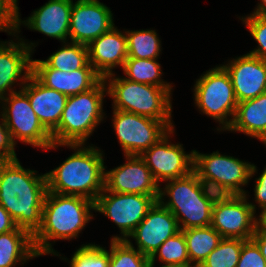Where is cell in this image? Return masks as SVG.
<instances>
[{"label":"cell","instance_id":"cell-1","mask_svg":"<svg viewBox=\"0 0 266 267\" xmlns=\"http://www.w3.org/2000/svg\"><path fill=\"white\" fill-rule=\"evenodd\" d=\"M25 169L18 159L0 168V205L11 215L18 228L32 236L42 224V208L48 191L46 173Z\"/></svg>","mask_w":266,"mask_h":267},{"label":"cell","instance_id":"cell-2","mask_svg":"<svg viewBox=\"0 0 266 267\" xmlns=\"http://www.w3.org/2000/svg\"><path fill=\"white\" fill-rule=\"evenodd\" d=\"M85 144H52L75 150L60 166L46 173L48 192L85 197L93 202L105 188L103 151ZM102 151V152H101Z\"/></svg>","mask_w":266,"mask_h":267},{"label":"cell","instance_id":"cell-3","mask_svg":"<svg viewBox=\"0 0 266 267\" xmlns=\"http://www.w3.org/2000/svg\"><path fill=\"white\" fill-rule=\"evenodd\" d=\"M94 202L76 195L46 193L42 208V224L33 235V245L38 256H60L50 240H71L78 237L93 219ZM91 212V213H90Z\"/></svg>","mask_w":266,"mask_h":267},{"label":"cell","instance_id":"cell-4","mask_svg":"<svg viewBox=\"0 0 266 267\" xmlns=\"http://www.w3.org/2000/svg\"><path fill=\"white\" fill-rule=\"evenodd\" d=\"M164 187L159 190L158 201L173 213L180 230L211 225L213 204L219 194L210 190L194 171L166 181ZM164 196L169 197L168 201Z\"/></svg>","mask_w":266,"mask_h":267},{"label":"cell","instance_id":"cell-5","mask_svg":"<svg viewBox=\"0 0 266 267\" xmlns=\"http://www.w3.org/2000/svg\"><path fill=\"white\" fill-rule=\"evenodd\" d=\"M105 95L107 85L102 79L91 90L68 96L59 125L51 133L53 144H85L104 119Z\"/></svg>","mask_w":266,"mask_h":267},{"label":"cell","instance_id":"cell-6","mask_svg":"<svg viewBox=\"0 0 266 267\" xmlns=\"http://www.w3.org/2000/svg\"><path fill=\"white\" fill-rule=\"evenodd\" d=\"M104 80L108 95L113 99V109L155 120L172 119V87L132 82L123 76L116 77L115 73L106 76Z\"/></svg>","mask_w":266,"mask_h":267},{"label":"cell","instance_id":"cell-7","mask_svg":"<svg viewBox=\"0 0 266 267\" xmlns=\"http://www.w3.org/2000/svg\"><path fill=\"white\" fill-rule=\"evenodd\" d=\"M193 154V171L210 190L219 195L247 194L242 187L257 173V166L218 151L202 154L193 150Z\"/></svg>","mask_w":266,"mask_h":267},{"label":"cell","instance_id":"cell-8","mask_svg":"<svg viewBox=\"0 0 266 267\" xmlns=\"http://www.w3.org/2000/svg\"><path fill=\"white\" fill-rule=\"evenodd\" d=\"M193 89L199 111L221 124L218 131H226L233 122L238 104L226 69L222 64L209 69L196 80Z\"/></svg>","mask_w":266,"mask_h":267},{"label":"cell","instance_id":"cell-9","mask_svg":"<svg viewBox=\"0 0 266 267\" xmlns=\"http://www.w3.org/2000/svg\"><path fill=\"white\" fill-rule=\"evenodd\" d=\"M19 89L0 100L3 108H0V117H3L15 145L16 140H19L33 147L49 150L53 144L52 136L39 121L28 96L22 88Z\"/></svg>","mask_w":266,"mask_h":267},{"label":"cell","instance_id":"cell-10","mask_svg":"<svg viewBox=\"0 0 266 267\" xmlns=\"http://www.w3.org/2000/svg\"><path fill=\"white\" fill-rule=\"evenodd\" d=\"M112 119L124 156H140L174 128L171 120H155L116 109H113Z\"/></svg>","mask_w":266,"mask_h":267},{"label":"cell","instance_id":"cell-11","mask_svg":"<svg viewBox=\"0 0 266 267\" xmlns=\"http://www.w3.org/2000/svg\"><path fill=\"white\" fill-rule=\"evenodd\" d=\"M158 199L159 196L116 193L104 188L94 202V211L109 217L120 229L121 236L114 235L112 240H126Z\"/></svg>","mask_w":266,"mask_h":267},{"label":"cell","instance_id":"cell-12","mask_svg":"<svg viewBox=\"0 0 266 267\" xmlns=\"http://www.w3.org/2000/svg\"><path fill=\"white\" fill-rule=\"evenodd\" d=\"M245 195H218L212 208L211 226L223 237L250 240L255 232L257 205Z\"/></svg>","mask_w":266,"mask_h":267},{"label":"cell","instance_id":"cell-13","mask_svg":"<svg viewBox=\"0 0 266 267\" xmlns=\"http://www.w3.org/2000/svg\"><path fill=\"white\" fill-rule=\"evenodd\" d=\"M173 133L174 128L140 155L159 186L162 181L181 178L193 171V150L187 154L182 144L171 143Z\"/></svg>","mask_w":266,"mask_h":267},{"label":"cell","instance_id":"cell-14","mask_svg":"<svg viewBox=\"0 0 266 267\" xmlns=\"http://www.w3.org/2000/svg\"><path fill=\"white\" fill-rule=\"evenodd\" d=\"M16 41H0V100L10 93L16 92L13 85L19 80L22 88L32 74V52L37 46L35 42L26 43L25 40L13 32ZM13 87V88H12Z\"/></svg>","mask_w":266,"mask_h":267},{"label":"cell","instance_id":"cell-15","mask_svg":"<svg viewBox=\"0 0 266 267\" xmlns=\"http://www.w3.org/2000/svg\"><path fill=\"white\" fill-rule=\"evenodd\" d=\"M113 19L111 9L99 0H77L71 9L70 41L88 45L115 26Z\"/></svg>","mask_w":266,"mask_h":267},{"label":"cell","instance_id":"cell-16","mask_svg":"<svg viewBox=\"0 0 266 267\" xmlns=\"http://www.w3.org/2000/svg\"><path fill=\"white\" fill-rule=\"evenodd\" d=\"M125 157L126 163L105 171V189L116 193L159 196L160 186L144 160L137 155Z\"/></svg>","mask_w":266,"mask_h":267},{"label":"cell","instance_id":"cell-17","mask_svg":"<svg viewBox=\"0 0 266 267\" xmlns=\"http://www.w3.org/2000/svg\"><path fill=\"white\" fill-rule=\"evenodd\" d=\"M179 231L176 217L157 201L128 238L134 239L137 249L150 258L166 239Z\"/></svg>","mask_w":266,"mask_h":267},{"label":"cell","instance_id":"cell-18","mask_svg":"<svg viewBox=\"0 0 266 267\" xmlns=\"http://www.w3.org/2000/svg\"><path fill=\"white\" fill-rule=\"evenodd\" d=\"M72 6L73 0H49L23 21L18 7L13 33L18 35L20 26L23 24L30 30L38 31L61 42H68Z\"/></svg>","mask_w":266,"mask_h":267},{"label":"cell","instance_id":"cell-19","mask_svg":"<svg viewBox=\"0 0 266 267\" xmlns=\"http://www.w3.org/2000/svg\"><path fill=\"white\" fill-rule=\"evenodd\" d=\"M32 74L46 87L67 96L87 92L103 79L93 67L66 72L51 68L40 59L32 60Z\"/></svg>","mask_w":266,"mask_h":267},{"label":"cell","instance_id":"cell-20","mask_svg":"<svg viewBox=\"0 0 266 267\" xmlns=\"http://www.w3.org/2000/svg\"><path fill=\"white\" fill-rule=\"evenodd\" d=\"M222 66L230 75L238 103L266 92V62L259 57L247 53Z\"/></svg>","mask_w":266,"mask_h":267},{"label":"cell","instance_id":"cell-21","mask_svg":"<svg viewBox=\"0 0 266 267\" xmlns=\"http://www.w3.org/2000/svg\"><path fill=\"white\" fill-rule=\"evenodd\" d=\"M87 48L89 63L103 79L113 74L115 67L123 68L125 60L128 58L125 32L118 30L115 26L92 40Z\"/></svg>","mask_w":266,"mask_h":267},{"label":"cell","instance_id":"cell-22","mask_svg":"<svg viewBox=\"0 0 266 267\" xmlns=\"http://www.w3.org/2000/svg\"><path fill=\"white\" fill-rule=\"evenodd\" d=\"M44 128L51 134L59 125L68 96L42 84L31 74L21 89Z\"/></svg>","mask_w":266,"mask_h":267},{"label":"cell","instance_id":"cell-23","mask_svg":"<svg viewBox=\"0 0 266 267\" xmlns=\"http://www.w3.org/2000/svg\"><path fill=\"white\" fill-rule=\"evenodd\" d=\"M227 131L242 132L266 145V92L256 98L239 102Z\"/></svg>","mask_w":266,"mask_h":267},{"label":"cell","instance_id":"cell-24","mask_svg":"<svg viewBox=\"0 0 266 267\" xmlns=\"http://www.w3.org/2000/svg\"><path fill=\"white\" fill-rule=\"evenodd\" d=\"M39 257L33 245V236L22 228L0 234V267H15Z\"/></svg>","mask_w":266,"mask_h":267},{"label":"cell","instance_id":"cell-25","mask_svg":"<svg viewBox=\"0 0 266 267\" xmlns=\"http://www.w3.org/2000/svg\"><path fill=\"white\" fill-rule=\"evenodd\" d=\"M184 233L190 265L199 267L223 237L211 226L181 230Z\"/></svg>","mask_w":266,"mask_h":267},{"label":"cell","instance_id":"cell-26","mask_svg":"<svg viewBox=\"0 0 266 267\" xmlns=\"http://www.w3.org/2000/svg\"><path fill=\"white\" fill-rule=\"evenodd\" d=\"M158 59H137L128 57L123 66L127 80L159 87H173L161 79L163 74Z\"/></svg>","mask_w":266,"mask_h":267},{"label":"cell","instance_id":"cell-27","mask_svg":"<svg viewBox=\"0 0 266 267\" xmlns=\"http://www.w3.org/2000/svg\"><path fill=\"white\" fill-rule=\"evenodd\" d=\"M62 45L63 47L44 60L51 68L70 72L92 67L89 63L87 45L74 42H63Z\"/></svg>","mask_w":266,"mask_h":267},{"label":"cell","instance_id":"cell-28","mask_svg":"<svg viewBox=\"0 0 266 267\" xmlns=\"http://www.w3.org/2000/svg\"><path fill=\"white\" fill-rule=\"evenodd\" d=\"M128 57L137 59H158L161 40L155 30H125Z\"/></svg>","mask_w":266,"mask_h":267},{"label":"cell","instance_id":"cell-29","mask_svg":"<svg viewBox=\"0 0 266 267\" xmlns=\"http://www.w3.org/2000/svg\"><path fill=\"white\" fill-rule=\"evenodd\" d=\"M109 267H149L150 259L130 239L110 240Z\"/></svg>","mask_w":266,"mask_h":267},{"label":"cell","instance_id":"cell-30","mask_svg":"<svg viewBox=\"0 0 266 267\" xmlns=\"http://www.w3.org/2000/svg\"><path fill=\"white\" fill-rule=\"evenodd\" d=\"M158 257L163 265L190 264L184 233L179 231L173 237L166 239L149 258L150 263L155 265Z\"/></svg>","mask_w":266,"mask_h":267},{"label":"cell","instance_id":"cell-31","mask_svg":"<svg viewBox=\"0 0 266 267\" xmlns=\"http://www.w3.org/2000/svg\"><path fill=\"white\" fill-rule=\"evenodd\" d=\"M245 241L223 238L199 267H236Z\"/></svg>","mask_w":266,"mask_h":267},{"label":"cell","instance_id":"cell-32","mask_svg":"<svg viewBox=\"0 0 266 267\" xmlns=\"http://www.w3.org/2000/svg\"><path fill=\"white\" fill-rule=\"evenodd\" d=\"M70 267H109V251L94 244H82L69 261Z\"/></svg>","mask_w":266,"mask_h":267},{"label":"cell","instance_id":"cell-33","mask_svg":"<svg viewBox=\"0 0 266 267\" xmlns=\"http://www.w3.org/2000/svg\"><path fill=\"white\" fill-rule=\"evenodd\" d=\"M240 19L248 28L251 36L258 43L257 48L250 51L248 54L259 57L266 62V17L250 14Z\"/></svg>","mask_w":266,"mask_h":267},{"label":"cell","instance_id":"cell-34","mask_svg":"<svg viewBox=\"0 0 266 267\" xmlns=\"http://www.w3.org/2000/svg\"><path fill=\"white\" fill-rule=\"evenodd\" d=\"M236 267H266V261L258 245L252 239L243 243Z\"/></svg>","mask_w":266,"mask_h":267},{"label":"cell","instance_id":"cell-35","mask_svg":"<svg viewBox=\"0 0 266 267\" xmlns=\"http://www.w3.org/2000/svg\"><path fill=\"white\" fill-rule=\"evenodd\" d=\"M18 0H0V31L13 32L18 13Z\"/></svg>","mask_w":266,"mask_h":267},{"label":"cell","instance_id":"cell-36","mask_svg":"<svg viewBox=\"0 0 266 267\" xmlns=\"http://www.w3.org/2000/svg\"><path fill=\"white\" fill-rule=\"evenodd\" d=\"M0 120V157H2L5 161L18 159L14 149L16 145L11 139L3 117L0 118Z\"/></svg>","mask_w":266,"mask_h":267},{"label":"cell","instance_id":"cell-37","mask_svg":"<svg viewBox=\"0 0 266 267\" xmlns=\"http://www.w3.org/2000/svg\"><path fill=\"white\" fill-rule=\"evenodd\" d=\"M255 182V203L258 204V207L262 208L266 206V167L262 174L258 178H255Z\"/></svg>","mask_w":266,"mask_h":267},{"label":"cell","instance_id":"cell-38","mask_svg":"<svg viewBox=\"0 0 266 267\" xmlns=\"http://www.w3.org/2000/svg\"><path fill=\"white\" fill-rule=\"evenodd\" d=\"M17 228L11 215L0 205V234L8 233Z\"/></svg>","mask_w":266,"mask_h":267},{"label":"cell","instance_id":"cell-39","mask_svg":"<svg viewBox=\"0 0 266 267\" xmlns=\"http://www.w3.org/2000/svg\"><path fill=\"white\" fill-rule=\"evenodd\" d=\"M251 239L258 245L263 258L266 261V232L255 231Z\"/></svg>","mask_w":266,"mask_h":267},{"label":"cell","instance_id":"cell-40","mask_svg":"<svg viewBox=\"0 0 266 267\" xmlns=\"http://www.w3.org/2000/svg\"><path fill=\"white\" fill-rule=\"evenodd\" d=\"M262 211L258 218L255 219V231L266 232V206L261 208Z\"/></svg>","mask_w":266,"mask_h":267},{"label":"cell","instance_id":"cell-41","mask_svg":"<svg viewBox=\"0 0 266 267\" xmlns=\"http://www.w3.org/2000/svg\"><path fill=\"white\" fill-rule=\"evenodd\" d=\"M251 14L266 17V0H260L257 8H255V10Z\"/></svg>","mask_w":266,"mask_h":267},{"label":"cell","instance_id":"cell-42","mask_svg":"<svg viewBox=\"0 0 266 267\" xmlns=\"http://www.w3.org/2000/svg\"><path fill=\"white\" fill-rule=\"evenodd\" d=\"M149 267H154V264L150 263L149 264ZM160 267H194L193 265H190V264H187V265H179V264H176V265H162Z\"/></svg>","mask_w":266,"mask_h":267},{"label":"cell","instance_id":"cell-43","mask_svg":"<svg viewBox=\"0 0 266 267\" xmlns=\"http://www.w3.org/2000/svg\"><path fill=\"white\" fill-rule=\"evenodd\" d=\"M6 161L2 158V157H0V168H1V166L5 163Z\"/></svg>","mask_w":266,"mask_h":267}]
</instances>
